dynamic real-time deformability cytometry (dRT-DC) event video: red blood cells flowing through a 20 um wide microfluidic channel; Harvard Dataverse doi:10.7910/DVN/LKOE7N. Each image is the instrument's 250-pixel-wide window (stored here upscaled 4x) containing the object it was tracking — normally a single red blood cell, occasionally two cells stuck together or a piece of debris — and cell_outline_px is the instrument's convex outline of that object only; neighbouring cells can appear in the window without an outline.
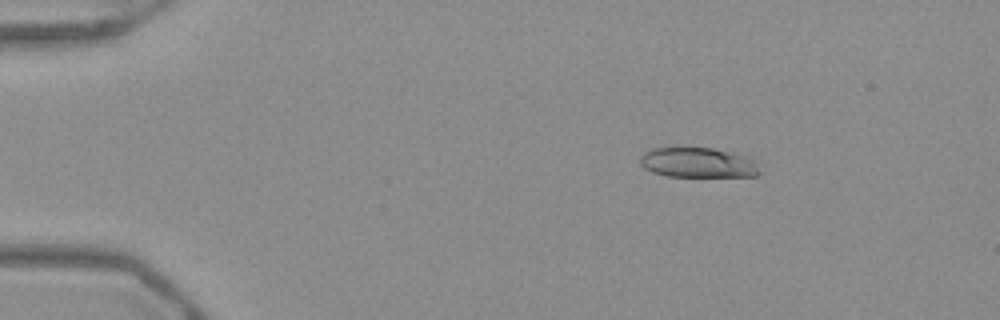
{"species": "Egyptian fruit bat (a non-hibernating species)", "species_latin": "Rousettus aegyptiacus", "temperature_condition": "warm", "stored_images_in_passage": 53, "camera_frame_rate_fps": 3000, "um_per_image_px": 0.085, "frame": {"image": 1, "passage_image": 9, "time_ms": 2.667, "image_size_px": [1000, 320], "cell_outline_px": [[760, 172], [756, 176], [668, 176], [652, 172], [644, 168], [640, 164], [640, 156], [644, 152], [652, 148], [712, 148], [744, 156], [752, 160]], "centroid_in_image_um": [59.25, 13.83], "position_along_channel_um": 25.7, "area_um2": 20.52}}
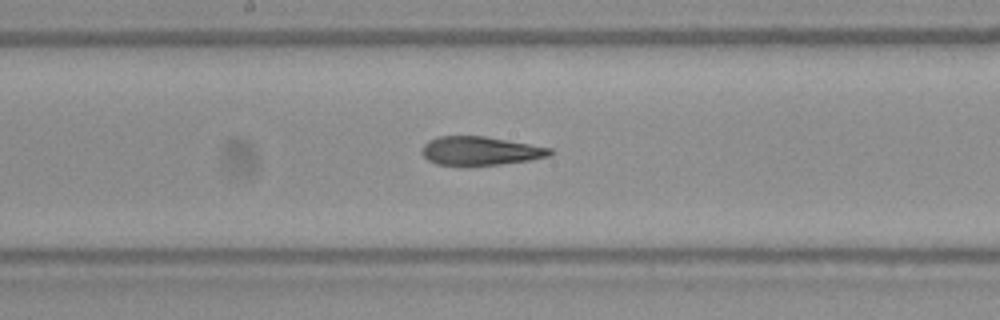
{"frame": {"image": 2, "passage_image": 29, "time_ms": 9.333, "image_size_px": [1000, 320], "cell_outline_px": [[552, 152], [548, 156], [528, 160], [500, 164], [464, 168], [436, 164], [428, 160], [424, 156], [424, 144], [428, 140], [436, 136], [484, 136], [552, 148]], "centroid_in_image_um": [40.77, 12.85], "position_along_channel_um": 207.4, "area_um2": 21.73}}
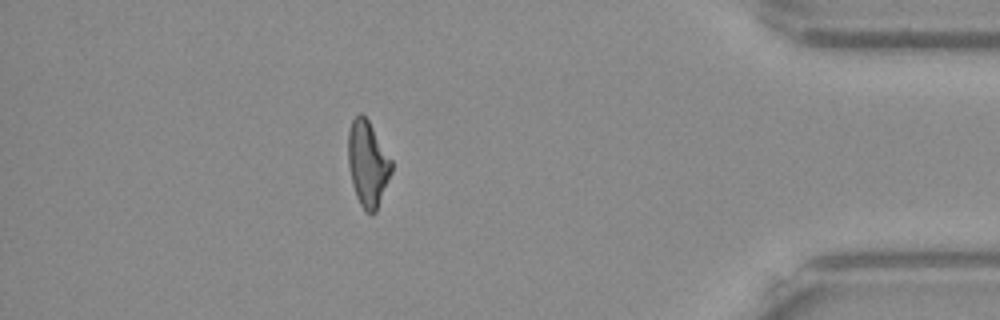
{"frame": {"image": 3, "passage_image": 47, "time_ms": 15.333, "image_size_px": [1000, 320], "cell_outline_px": [[392, 172], [376, 212], [372, 216], [364, 212], [356, 196], [352, 184], [348, 164], [348, 132], [352, 120], [360, 112], [368, 120], [392, 160]], "centroid_in_image_um": [31.25, 13.96], "position_along_channel_um": 403.9, "area_um2": 21.73}, "authors_computed_cell_mechanics": {"area_um2": 22.0796, "velocity_mm_per_s": 3.939, "shape_relaxation_time_tau1_ms": null, "shape_relaxation_time_tau2_ms": 2.8851, "deformation_change_tau1": null, "deformation_change_tau2": 0.1282}}